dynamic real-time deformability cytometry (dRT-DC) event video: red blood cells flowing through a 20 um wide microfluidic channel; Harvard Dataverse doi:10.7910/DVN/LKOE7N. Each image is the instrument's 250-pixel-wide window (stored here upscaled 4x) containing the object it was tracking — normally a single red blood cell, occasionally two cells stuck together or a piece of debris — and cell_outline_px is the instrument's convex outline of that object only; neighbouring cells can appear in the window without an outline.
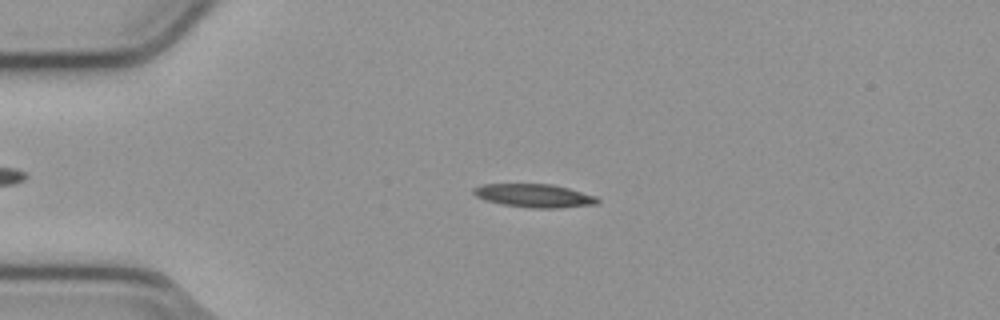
{"species": "common noctule bat (a hibernating species)", "species_latin": "Nyctalus noctula", "temperature_condition": "cold", "stored_images_in_passage": 54, "camera_frame_rate_fps": 3000, "um_per_image_px": 0.085, "animal": {"sex": "male", "body_mass_g": 23.1, "forearm_length_mm": 52.7}, "frame": {"image": 1, "passage_image": 13, "time_ms": 4.0, "image_size_px": [1000, 320], "cell_outline_px": [[600, 200], [596, 204], [560, 208], [532, 208], [504, 204], [484, 200], [476, 196], [472, 192], [472, 188], [484, 184], [552, 184], [568, 188], [596, 196]], "centroid_in_image_um": [45.4, 16.63], "position_along_channel_um": 39.6, "area_um2": 16.82}}
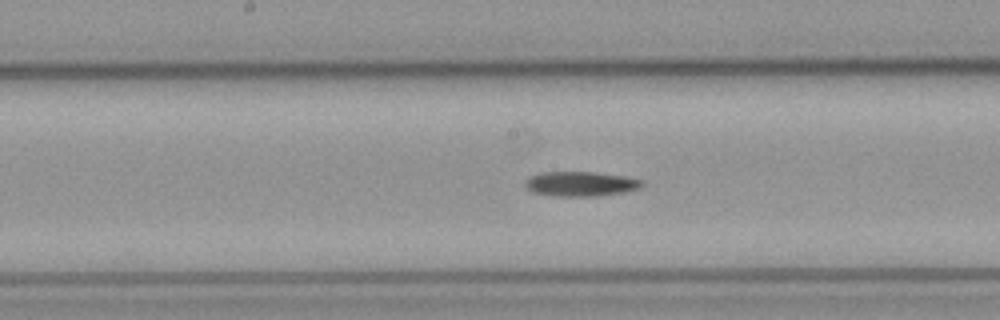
{"frame": {"image": 2, "passage_image": 28, "time_ms": 9.0, "image_size_px": [1000, 320], "cell_outline_px": [[644, 184], [640, 188], [624, 192], [596, 196], [556, 196], [532, 192], [524, 188], [524, 180], [528, 176], [540, 172], [596, 172], [624, 176], [640, 180]], "centroid_in_image_um": [49.28, 15.62], "position_along_channel_um": 198.9, "area_um2": 16.99}}
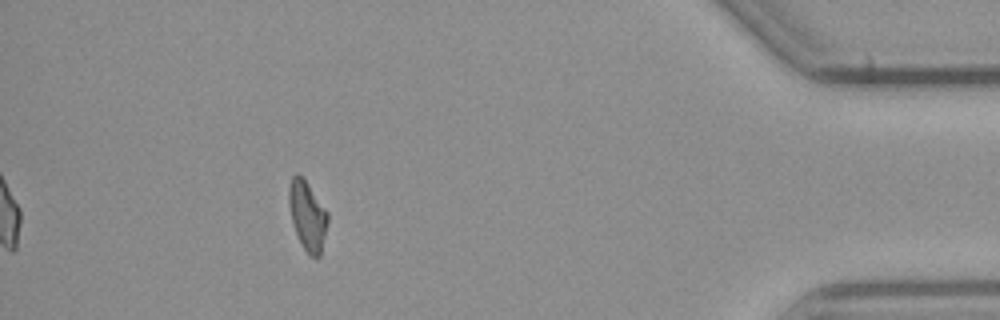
{"frame": {"image": 3, "passage_image": 49, "time_ms": 16.0, "image_size_px": [1000, 320], "cell_outline_px": [[328, 224], [320, 256], [312, 256], [304, 248], [296, 232], [292, 220], [288, 204], [288, 188], [292, 176], [296, 172], [308, 184], [328, 212]], "centroid_in_image_um": [26.13, 18.3], "position_along_channel_um": 409.1, "area_um2": 15.43}, "authors_computed_cell_mechanics": {"area_um2": 15.9239, "velocity_mm_per_s": 3.8048, "shape_relaxation_time_tau1_ms": 5.5199, "shape_relaxation_time_tau2_ms": null, "deformation_change_tau1": 0.1656, "deformation_change_tau2": null}}